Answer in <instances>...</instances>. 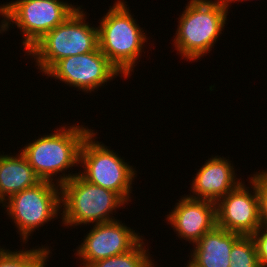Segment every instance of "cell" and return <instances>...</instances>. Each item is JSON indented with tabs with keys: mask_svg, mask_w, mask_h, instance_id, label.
Segmentation results:
<instances>
[{
	"mask_svg": "<svg viewBox=\"0 0 267 267\" xmlns=\"http://www.w3.org/2000/svg\"><path fill=\"white\" fill-rule=\"evenodd\" d=\"M226 0H190L180 20L174 45L181 57L199 60L211 51L227 21Z\"/></svg>",
	"mask_w": 267,
	"mask_h": 267,
	"instance_id": "1",
	"label": "cell"
},
{
	"mask_svg": "<svg viewBox=\"0 0 267 267\" xmlns=\"http://www.w3.org/2000/svg\"><path fill=\"white\" fill-rule=\"evenodd\" d=\"M62 175L56 184L60 185L64 225L71 227L117 220L110 217V213L127 203L118 193L89 183L79 172Z\"/></svg>",
	"mask_w": 267,
	"mask_h": 267,
	"instance_id": "2",
	"label": "cell"
},
{
	"mask_svg": "<svg viewBox=\"0 0 267 267\" xmlns=\"http://www.w3.org/2000/svg\"><path fill=\"white\" fill-rule=\"evenodd\" d=\"M127 6L123 1L115 2L98 26L99 49L124 78L131 75L147 42L146 34Z\"/></svg>",
	"mask_w": 267,
	"mask_h": 267,
	"instance_id": "3",
	"label": "cell"
},
{
	"mask_svg": "<svg viewBox=\"0 0 267 267\" xmlns=\"http://www.w3.org/2000/svg\"><path fill=\"white\" fill-rule=\"evenodd\" d=\"M85 15L78 6L63 23L46 33L26 52L36 59L42 73L63 58L86 54L99 47L98 27L85 23Z\"/></svg>",
	"mask_w": 267,
	"mask_h": 267,
	"instance_id": "4",
	"label": "cell"
},
{
	"mask_svg": "<svg viewBox=\"0 0 267 267\" xmlns=\"http://www.w3.org/2000/svg\"><path fill=\"white\" fill-rule=\"evenodd\" d=\"M68 127L63 126L53 134L41 136L20 150L41 180L52 182L54 175L80 164L82 142L92 130L82 125Z\"/></svg>",
	"mask_w": 267,
	"mask_h": 267,
	"instance_id": "5",
	"label": "cell"
},
{
	"mask_svg": "<svg viewBox=\"0 0 267 267\" xmlns=\"http://www.w3.org/2000/svg\"><path fill=\"white\" fill-rule=\"evenodd\" d=\"M76 6L61 0H17L0 6V16L4 19L0 33L7 31L10 24L21 29L23 45L28 51L46 33L63 23ZM12 22V23H11Z\"/></svg>",
	"mask_w": 267,
	"mask_h": 267,
	"instance_id": "6",
	"label": "cell"
},
{
	"mask_svg": "<svg viewBox=\"0 0 267 267\" xmlns=\"http://www.w3.org/2000/svg\"><path fill=\"white\" fill-rule=\"evenodd\" d=\"M93 131L80 148L79 163L84 166V171L79 175L91 184L118 193L126 202L130 201L135 169L104 144L96 142Z\"/></svg>",
	"mask_w": 267,
	"mask_h": 267,
	"instance_id": "7",
	"label": "cell"
},
{
	"mask_svg": "<svg viewBox=\"0 0 267 267\" xmlns=\"http://www.w3.org/2000/svg\"><path fill=\"white\" fill-rule=\"evenodd\" d=\"M3 206H6L7 215L16 223L25 242L35 229L58 216L59 209L62 208L60 185L41 180L35 186L6 199Z\"/></svg>",
	"mask_w": 267,
	"mask_h": 267,
	"instance_id": "8",
	"label": "cell"
},
{
	"mask_svg": "<svg viewBox=\"0 0 267 267\" xmlns=\"http://www.w3.org/2000/svg\"><path fill=\"white\" fill-rule=\"evenodd\" d=\"M250 180L253 194L243 182L215 203L217 227L241 236H252L261 226L258 173Z\"/></svg>",
	"mask_w": 267,
	"mask_h": 267,
	"instance_id": "9",
	"label": "cell"
},
{
	"mask_svg": "<svg viewBox=\"0 0 267 267\" xmlns=\"http://www.w3.org/2000/svg\"><path fill=\"white\" fill-rule=\"evenodd\" d=\"M45 74L88 93L121 73L98 47L95 51L57 61Z\"/></svg>",
	"mask_w": 267,
	"mask_h": 267,
	"instance_id": "10",
	"label": "cell"
},
{
	"mask_svg": "<svg viewBox=\"0 0 267 267\" xmlns=\"http://www.w3.org/2000/svg\"><path fill=\"white\" fill-rule=\"evenodd\" d=\"M142 238L119 220L95 223L76 255L83 259V267H89L93 262L130 251Z\"/></svg>",
	"mask_w": 267,
	"mask_h": 267,
	"instance_id": "11",
	"label": "cell"
},
{
	"mask_svg": "<svg viewBox=\"0 0 267 267\" xmlns=\"http://www.w3.org/2000/svg\"><path fill=\"white\" fill-rule=\"evenodd\" d=\"M174 210L167 215V221L176 234L185 241L196 243L205 233L216 226V204L212 201L182 197Z\"/></svg>",
	"mask_w": 267,
	"mask_h": 267,
	"instance_id": "12",
	"label": "cell"
},
{
	"mask_svg": "<svg viewBox=\"0 0 267 267\" xmlns=\"http://www.w3.org/2000/svg\"><path fill=\"white\" fill-rule=\"evenodd\" d=\"M198 170L192 181L194 199L208 200L216 203L230 191L237 188L242 182L238 181L233 165L224 157L215 156ZM196 195V196H194Z\"/></svg>",
	"mask_w": 267,
	"mask_h": 267,
	"instance_id": "13",
	"label": "cell"
},
{
	"mask_svg": "<svg viewBox=\"0 0 267 267\" xmlns=\"http://www.w3.org/2000/svg\"><path fill=\"white\" fill-rule=\"evenodd\" d=\"M241 237L216 226L195 243L190 261L197 267H229L232 246Z\"/></svg>",
	"mask_w": 267,
	"mask_h": 267,
	"instance_id": "14",
	"label": "cell"
},
{
	"mask_svg": "<svg viewBox=\"0 0 267 267\" xmlns=\"http://www.w3.org/2000/svg\"><path fill=\"white\" fill-rule=\"evenodd\" d=\"M41 181L25 156L0 155V203ZM6 197V198H5Z\"/></svg>",
	"mask_w": 267,
	"mask_h": 267,
	"instance_id": "15",
	"label": "cell"
},
{
	"mask_svg": "<svg viewBox=\"0 0 267 267\" xmlns=\"http://www.w3.org/2000/svg\"><path fill=\"white\" fill-rule=\"evenodd\" d=\"M49 248H33L14 251L0 248V267H45L50 254Z\"/></svg>",
	"mask_w": 267,
	"mask_h": 267,
	"instance_id": "16",
	"label": "cell"
},
{
	"mask_svg": "<svg viewBox=\"0 0 267 267\" xmlns=\"http://www.w3.org/2000/svg\"><path fill=\"white\" fill-rule=\"evenodd\" d=\"M143 244L142 239L130 251L93 262L89 267H155Z\"/></svg>",
	"mask_w": 267,
	"mask_h": 267,
	"instance_id": "17",
	"label": "cell"
},
{
	"mask_svg": "<svg viewBox=\"0 0 267 267\" xmlns=\"http://www.w3.org/2000/svg\"><path fill=\"white\" fill-rule=\"evenodd\" d=\"M229 267H261L258 261L256 244L251 236H242L230 252Z\"/></svg>",
	"mask_w": 267,
	"mask_h": 267,
	"instance_id": "18",
	"label": "cell"
},
{
	"mask_svg": "<svg viewBox=\"0 0 267 267\" xmlns=\"http://www.w3.org/2000/svg\"><path fill=\"white\" fill-rule=\"evenodd\" d=\"M261 226L267 228V170L258 173Z\"/></svg>",
	"mask_w": 267,
	"mask_h": 267,
	"instance_id": "19",
	"label": "cell"
},
{
	"mask_svg": "<svg viewBox=\"0 0 267 267\" xmlns=\"http://www.w3.org/2000/svg\"><path fill=\"white\" fill-rule=\"evenodd\" d=\"M251 237L256 244L260 266L267 267V228L260 226Z\"/></svg>",
	"mask_w": 267,
	"mask_h": 267,
	"instance_id": "20",
	"label": "cell"
},
{
	"mask_svg": "<svg viewBox=\"0 0 267 267\" xmlns=\"http://www.w3.org/2000/svg\"><path fill=\"white\" fill-rule=\"evenodd\" d=\"M187 267H197V266L194 265V264L189 260V262H188V264H187Z\"/></svg>",
	"mask_w": 267,
	"mask_h": 267,
	"instance_id": "21",
	"label": "cell"
},
{
	"mask_svg": "<svg viewBox=\"0 0 267 267\" xmlns=\"http://www.w3.org/2000/svg\"><path fill=\"white\" fill-rule=\"evenodd\" d=\"M227 1V3H228V5H229V3H231V2H235V1H239V0H226ZM243 0H241V2H242ZM246 1V0H245Z\"/></svg>",
	"mask_w": 267,
	"mask_h": 267,
	"instance_id": "22",
	"label": "cell"
}]
</instances>
